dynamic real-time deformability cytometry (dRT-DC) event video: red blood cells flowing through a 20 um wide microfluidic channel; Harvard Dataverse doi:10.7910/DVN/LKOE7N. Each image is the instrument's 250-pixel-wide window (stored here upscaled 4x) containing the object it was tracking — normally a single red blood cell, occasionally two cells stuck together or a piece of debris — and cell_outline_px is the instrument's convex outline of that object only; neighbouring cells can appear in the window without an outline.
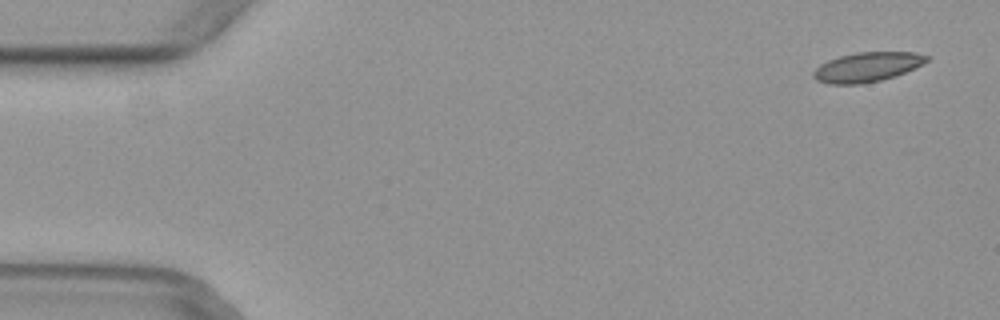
{"species": "common noctule bat (a hibernating species)", "species_latin": "Nyctalus noctula", "temperature_condition": "warm", "stored_images_in_passage": 51, "camera_frame_rate_fps": 3000, "um_per_image_px": 0.085, "animal": {"sex": "female", "body_mass_g": 29.2, "forearm_length_mm": 56.3}, "frame": {"image": 1, "passage_image": 3, "time_ms": 0.667, "image_size_px": [1000, 320], "cell_outline_px": [[928, 60], [896, 76], [880, 80], [860, 84], [828, 84], [816, 80], [812, 76], [812, 72], [820, 64], [828, 60], [840, 56], [856, 52], [916, 52], [928, 56]], "centroid_in_image_um": [73.65, 5.7], "position_along_channel_um": 11.4, "area_um2": 19.36}}
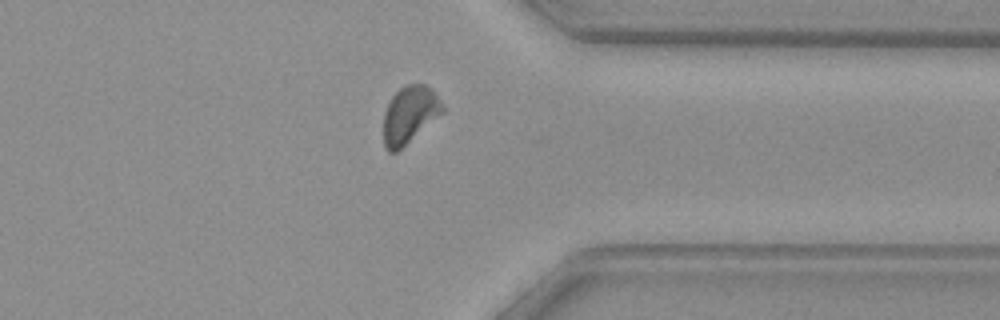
{"frame": {"image": 2, "passage_image": 40, "time_ms": 13.0, "image_size_px": [1000, 320], "cell_outline_px": [[444, 112], [396, 152], [388, 152], [384, 148], [384, 112], [388, 100], [404, 84], [424, 84], [432, 88], [440, 100], [444, 108]], "centroid_in_image_um": [34.8, 9.73], "position_along_channel_um": 376.6, "area_um2": 19.65}}
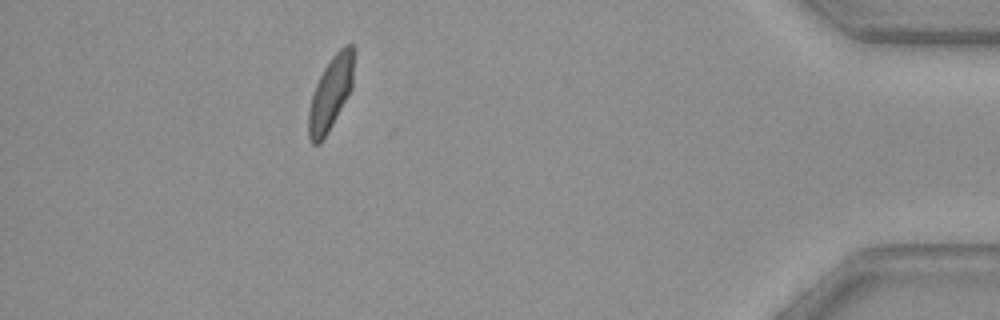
{"frame": {"image": 3, "passage_image": 46, "time_ms": 15.0, "image_size_px": [1000, 320], "cell_outline_px": [[356, 48], [352, 88], [324, 140], [320, 144], [312, 144], [308, 136], [308, 112], [312, 96], [316, 84], [324, 68], [332, 56], [344, 44], [352, 44]], "centroid_in_image_um": [28.13, 7.9], "position_along_channel_um": 407.1, "area_um2": 19.71}}